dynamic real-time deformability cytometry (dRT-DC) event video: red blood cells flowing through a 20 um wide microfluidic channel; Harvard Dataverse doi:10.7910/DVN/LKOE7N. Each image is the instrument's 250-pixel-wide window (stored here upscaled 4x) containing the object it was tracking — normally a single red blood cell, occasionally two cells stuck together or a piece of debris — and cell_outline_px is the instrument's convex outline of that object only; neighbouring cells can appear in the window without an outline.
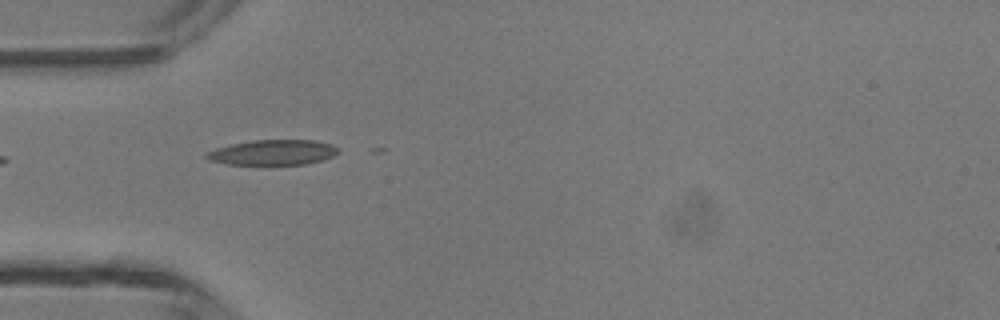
{"species": "common noctule bat (a hibernating species)", "species_latin": "Nyctalus noctula", "temperature_condition": "room temperature", "stored_images_in_passage": 5, "camera_frame_rate_fps": 3000, "um_per_image_px": 0.085, "animal": {"sex": "male", "body_mass_g": 13.3}, "frame": {"image": 1, "passage_image": 4, "time_ms": 3.333, "image_size_px": [1000, 320], "cell_outline_px": [[340, 152], [324, 160], [304, 164], [228, 164], [208, 160], [204, 156], [204, 152], [216, 148], [232, 144], [252, 140], [316, 140], [332, 144], [340, 148]], "centroid_in_image_um": [23.21, 12.95], "position_along_channel_um": 61.8, "area_um2": 19.48}}
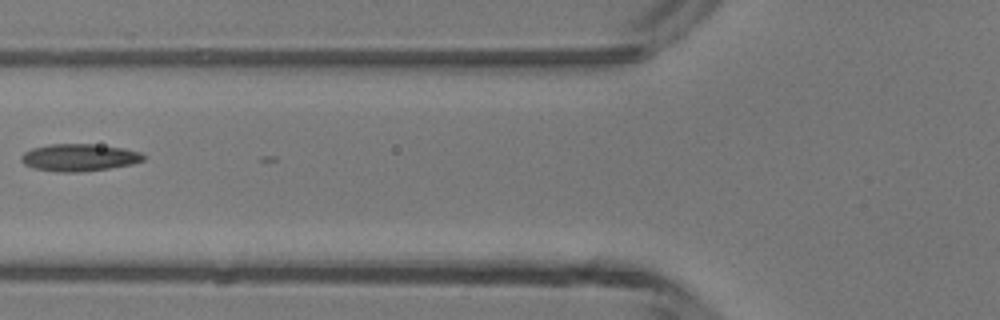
{"frame": {"image": 2, "passage_image": 5, "time_ms": 4.667, "image_size_px": [1000, 320], "cell_outline_px": [[144, 160], [132, 164], [108, 168], [76, 172], [56, 172], [32, 168], [24, 164], [20, 160], [20, 156], [24, 152], [32, 148], [48, 144], [92, 144], [124, 148], [140, 152], [144, 156]], "centroid_in_image_um": [6.68, 13.38], "position_along_channel_um": 119.1, "area_um2": 19.42}}